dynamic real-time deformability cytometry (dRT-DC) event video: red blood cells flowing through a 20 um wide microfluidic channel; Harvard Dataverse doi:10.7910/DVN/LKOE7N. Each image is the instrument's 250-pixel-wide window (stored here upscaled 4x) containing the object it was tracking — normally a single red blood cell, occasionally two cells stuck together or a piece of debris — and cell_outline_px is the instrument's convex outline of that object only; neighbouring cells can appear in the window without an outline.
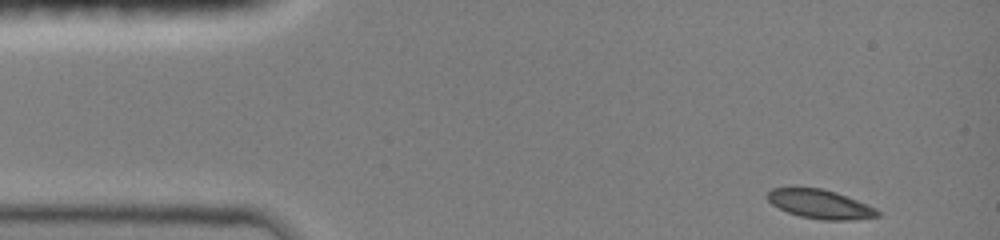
{"species": "common noctule bat (a hibernating species)", "species_latin": "Nyctalus noctula", "temperature_condition": "room temperature", "stored_images_in_passage": 41, "camera_frame_rate_fps": 3000, "um_per_image_px": 0.085, "animal": {"sex": "female", "body_mass_g": 19.0, "forearm_length_mm": 51.5}, "frame": {"image": 1, "passage_image": 1, "time_ms": 0.0, "image_size_px": [1000, 240], "cell_outline_px": [[880, 216], [852, 220], [820, 220], [800, 216], [788, 212], [772, 204], [764, 196], [772, 188], [820, 188], [836, 192], [868, 204], [876, 208], [880, 212]], "centroid_in_image_um": [69.72, 17.36], "position_along_channel_um": 15.3, "area_um2": 18.61}}
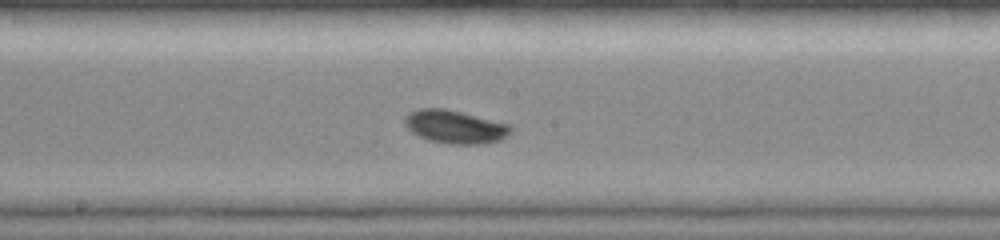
{"frame": {"image": 2, "passage_image": 22, "time_ms": 7.0, "image_size_px": [1000, 240], "cell_outline_px": [[512, 128], [500, 140], [484, 144], [448, 144], [428, 140], [412, 132], [404, 124], [404, 116], [420, 108], [444, 108], [508, 124]], "centroid_in_image_um": [38.63, 10.78], "position_along_channel_um": 209.6, "area_um2": 20.17}}
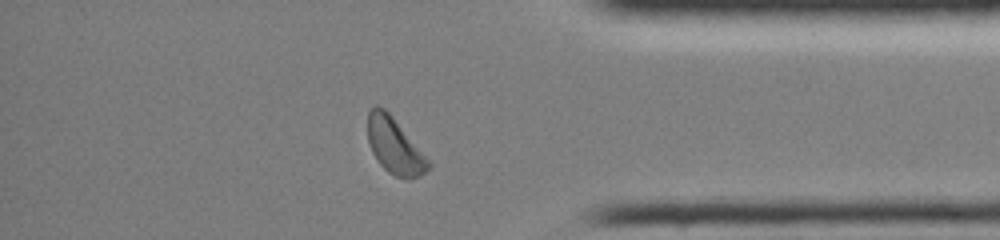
{"frame": {"image": 3, "passage_image": 37, "time_ms": 12.0, "image_size_px": [1000, 240], "cell_outline_px": [[432, 164], [424, 172], [408, 180], [396, 176], [388, 172], [380, 164], [372, 152], [368, 140], [368, 112], [376, 104], [384, 108], [392, 116]], "centroid_in_image_um": [33.51, 12.4], "position_along_channel_um": 401.7, "area_um2": 19.31}, "authors_computed_cell_mechanics": {"area_um2": 19.3052, "velocity_mm_per_s": 4.0137, "shape_relaxation_time_tau1_ms": 2.7503, "shape_relaxation_time_tau2_ms": null, "deformation_change_tau1": 0.0965, "deformation_change_tau2": null}}